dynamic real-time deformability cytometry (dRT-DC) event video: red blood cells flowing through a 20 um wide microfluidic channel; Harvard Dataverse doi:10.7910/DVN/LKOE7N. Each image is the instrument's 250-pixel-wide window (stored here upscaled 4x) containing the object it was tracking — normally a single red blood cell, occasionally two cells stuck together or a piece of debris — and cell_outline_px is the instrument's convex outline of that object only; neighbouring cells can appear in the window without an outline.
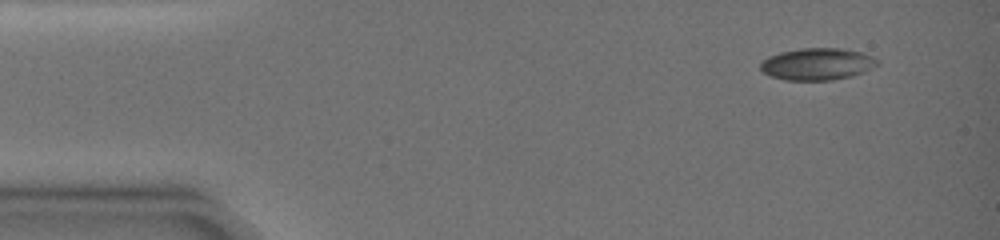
{"species": "common noctule bat (a hibernating species)", "species_latin": "Nyctalus noctula", "temperature_condition": "warm", "stored_images_in_passage": 6, "camera_frame_rate_fps": 3000, "um_per_image_px": 0.085, "animal": {"sex": "female", "body_mass_g": 19.0, "forearm_length_mm": 51.5}, "frame": {"image": 1, "passage_image": 2, "time_ms": 0.333, "image_size_px": [1000, 240], "cell_outline_px": [[880, 64], [864, 72], [852, 76], [832, 80], [784, 80], [772, 76], [764, 72], [760, 68], [760, 64], [768, 56], [780, 52], [800, 48], [840, 48], [864, 52], [880, 60]], "centroid_in_image_um": [69.52, 5.44], "position_along_channel_um": 15.5, "area_um2": 21.96}}